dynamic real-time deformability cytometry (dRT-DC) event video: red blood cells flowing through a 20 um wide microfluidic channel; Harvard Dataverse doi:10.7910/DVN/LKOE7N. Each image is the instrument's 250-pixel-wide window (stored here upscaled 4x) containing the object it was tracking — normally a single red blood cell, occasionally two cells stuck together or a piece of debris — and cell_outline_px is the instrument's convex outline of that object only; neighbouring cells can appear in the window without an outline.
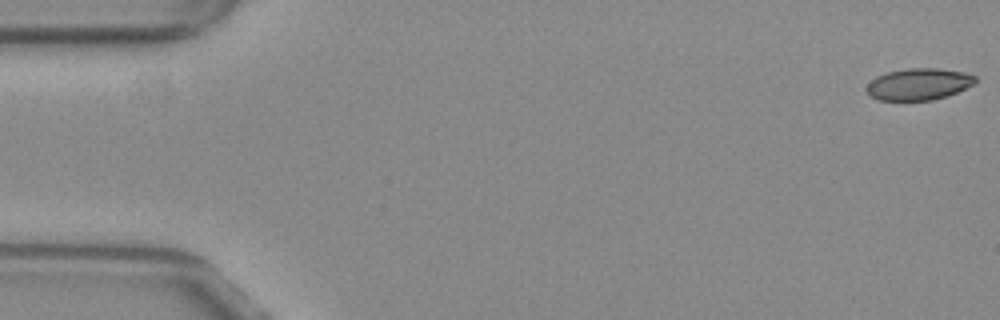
{"species": "common noctule bat (a hibernating species)", "species_latin": "Nyctalus noctula", "temperature_condition": "warm", "stored_images_in_passage": 48, "camera_frame_rate_fps": 3000, "um_per_image_px": 0.085, "animal": {"sex": "female", "body_mass_g": 29.2, "forearm_length_mm": 56.3}, "frame": {"image": 1, "passage_image": 1, "time_ms": 0.0, "image_size_px": [1000, 320], "cell_outline_px": [[976, 80], [972, 84], [948, 96], [932, 100], [876, 100], [868, 96], [868, 84], [876, 76], [888, 72], [908, 68], [940, 68], [964, 72], [976, 76]], "centroid_in_image_um": [78.08, 7.15], "position_along_channel_um": 6.9, "area_um2": 20.0}}
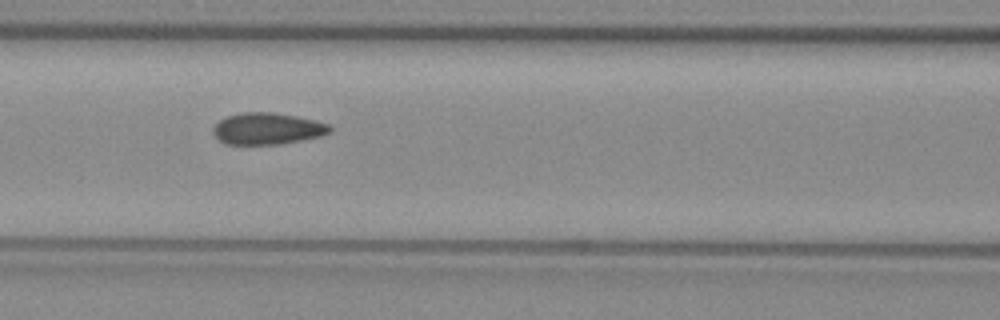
{"frame": {"image": 2, "passage_image": 23, "time_ms": 7.333, "image_size_px": [1000, 320], "cell_outline_px": [[332, 128], [328, 132], [320, 136], [300, 140], [276, 144], [224, 144], [212, 132], [212, 128], [220, 120], [228, 116], [244, 112], [272, 112], [296, 116], [316, 120], [328, 124]], "centroid_in_image_um": [22.71, 10.93], "position_along_channel_um": 143.9, "area_um2": 21.27}}
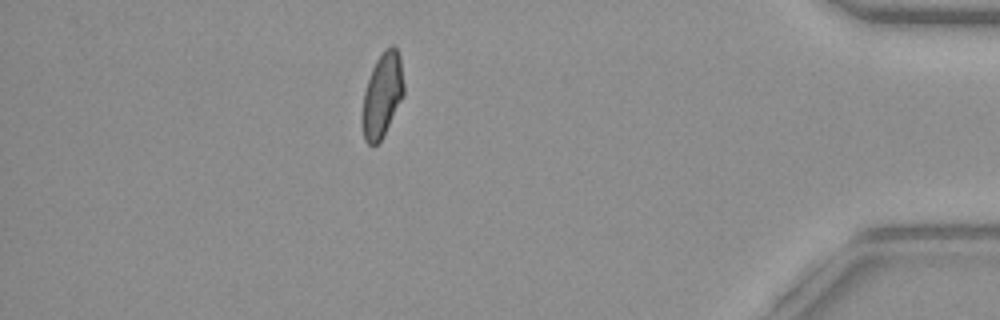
{"frame": {"image": 3, "passage_image": 47, "time_ms": 15.333, "image_size_px": [1000, 320], "cell_outline_px": [[404, 96], [380, 140], [372, 148], [364, 140], [360, 124], [360, 116], [364, 92], [372, 68], [376, 60], [384, 48], [392, 44], [396, 48], [400, 56], [404, 84]], "centroid_in_image_um": [32.46, 8.1], "position_along_channel_um": 402.7, "area_um2": 20.81}}